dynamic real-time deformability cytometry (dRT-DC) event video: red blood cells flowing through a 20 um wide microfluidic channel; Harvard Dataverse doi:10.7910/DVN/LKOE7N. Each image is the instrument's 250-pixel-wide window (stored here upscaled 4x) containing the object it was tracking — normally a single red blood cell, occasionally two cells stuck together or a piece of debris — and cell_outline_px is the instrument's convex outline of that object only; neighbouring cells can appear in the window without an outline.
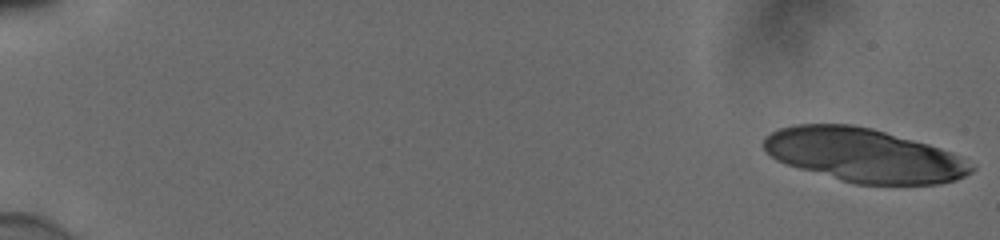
{"species": "human", "species_latin": "Homo sapiens", "temperature_condition": "cold", "stored_images_in_passage": 19, "camera_frame_rate_fps": 3000, "um_per_image_px": 0.085, "donor": {"sex": "male"}, "frame": {"image": 1, "passage_image": 1, "time_ms": 0.0, "image_size_px": [1000, 240], "cell_outline_px": [[976, 168], [972, 172], [956, 180], [940, 184], [856, 184], [800, 168], [776, 160], [764, 148], [764, 136], [780, 128], [792, 124], [852, 124], [872, 128], [928, 144], [952, 152]], "centroid_in_image_um": [73.44, 13.18], "position_along_channel_um": 11.6, "area_um2": 64.39}}